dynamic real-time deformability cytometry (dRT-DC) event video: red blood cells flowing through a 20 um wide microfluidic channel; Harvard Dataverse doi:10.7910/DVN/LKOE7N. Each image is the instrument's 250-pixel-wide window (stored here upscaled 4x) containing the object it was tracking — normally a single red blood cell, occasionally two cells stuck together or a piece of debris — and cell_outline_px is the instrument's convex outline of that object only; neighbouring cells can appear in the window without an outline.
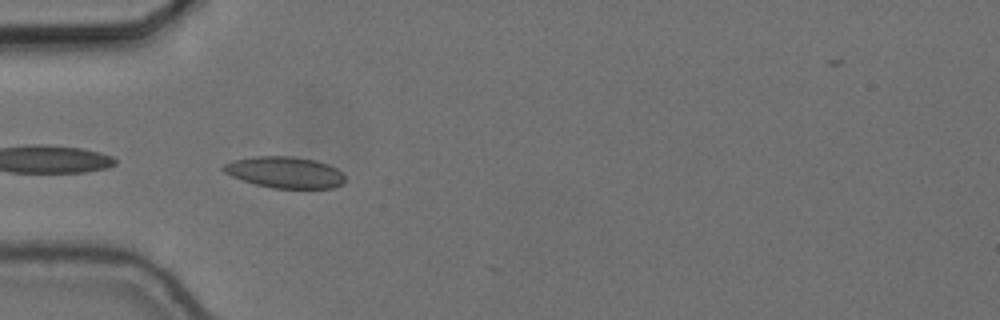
{"species": "common noctule bat (a hibernating species)", "species_latin": "Nyctalus noctula", "temperature_condition": "cold", "stored_images_in_passage": 11, "camera_frame_rate_fps": 3000, "um_per_image_px": 0.085, "animal": {"sex": "female", "body_mass_g": 24.6, "forearm_length_mm": 56.2}, "frame": {"image": 1, "passage_image": 1, "time_ms": 0.0, "image_size_px": [1000, 320], "cell_outline_px": [[344, 184], [332, 188], [272, 188], [256, 184], [232, 176], [224, 172], [220, 168], [224, 164], [236, 160], [256, 156], [292, 156], [316, 160], [328, 164], [336, 168], [344, 176]], "centroid_in_image_um": [24.23, 14.64], "position_along_channel_um": 60.8, "area_um2": 22.08}}
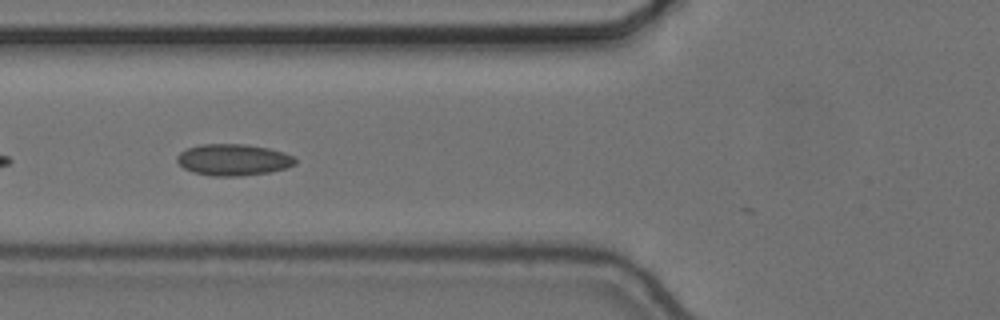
{"frame": {"image": 2, "passage_image": 5, "time_ms": 1.333, "image_size_px": [1000, 320], "cell_outline_px": [[296, 164], [284, 168], [268, 172], [240, 176], [212, 176], [192, 172], [184, 168], [176, 160], [176, 156], [180, 152], [188, 148], [200, 144], [244, 144], [268, 148], [284, 152], [292, 156], [296, 160]], "centroid_in_image_um": [19.8, 13.58], "position_along_channel_um": 106.0, "area_um2": 21.62}}